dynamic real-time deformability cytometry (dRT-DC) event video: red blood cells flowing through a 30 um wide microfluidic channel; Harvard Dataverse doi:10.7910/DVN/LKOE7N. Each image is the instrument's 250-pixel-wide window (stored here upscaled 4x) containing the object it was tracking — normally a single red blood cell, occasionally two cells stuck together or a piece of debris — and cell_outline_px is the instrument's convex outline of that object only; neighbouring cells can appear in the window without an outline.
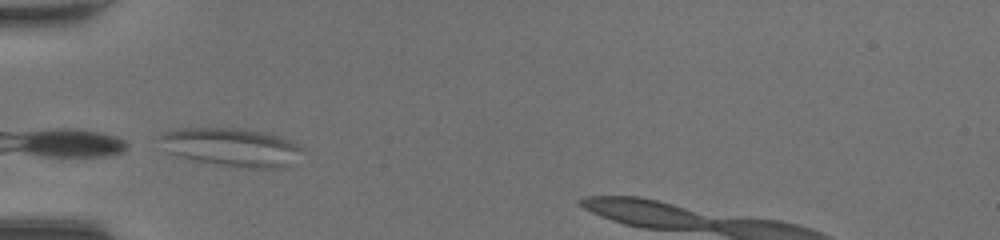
{"species": "common noctule bat (a hibernating species)", "species_latin": "Nyctalus noctula", "temperature_condition": "room temperature", "stored_images_in_passage": 35, "camera_frame_rate_fps": 3000, "um_per_image_px": 0.085, "animal": {"sex": "female", "body_mass_g": 20.0, "forearm_length_mm": 54.0}, "frame": {"image": 1, "passage_image": 1, "time_ms": 0.0, "image_size_px": [1000, 240], "cell_outline_px": [[300, 148], [280, 164], [264, 168], [252, 168], [216, 164], [184, 156], [172, 152], [160, 136], [164, 132], [180, 128], [244, 128], [264, 132], [280, 136], [288, 140]], "centroid_in_image_um": [19.57, 12.44], "position_along_channel_um": 65.4, "area_um2": 29.48}}